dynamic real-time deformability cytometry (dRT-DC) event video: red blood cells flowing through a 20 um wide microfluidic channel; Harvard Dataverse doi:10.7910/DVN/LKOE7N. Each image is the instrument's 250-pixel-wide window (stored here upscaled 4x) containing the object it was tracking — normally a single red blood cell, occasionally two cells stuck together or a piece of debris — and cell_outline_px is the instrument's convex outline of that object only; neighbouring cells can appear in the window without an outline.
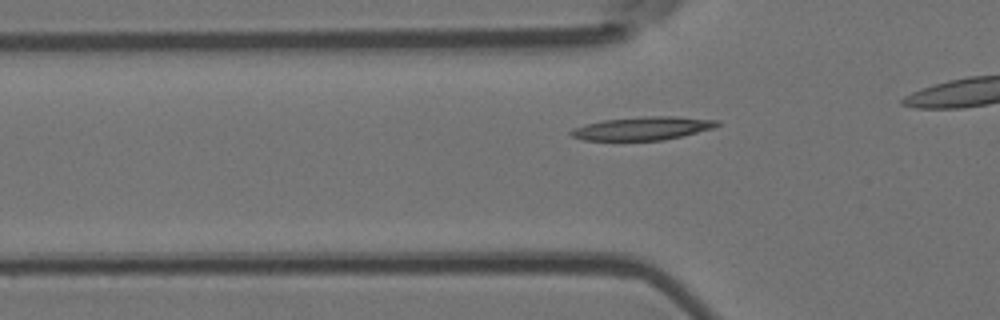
{"species": "Egyptian fruit bat (a non-hibernating species)", "species_latin": "Rousettus aegyptiacus", "temperature_condition": "room temperature", "stored_images_in_passage": 34, "camera_frame_rate_fps": 3000, "um_per_image_px": 0.085, "animal": {"sex": "female"}, "frame": {"image": 1, "passage_image": 8, "time_ms": 2.333, "image_size_px": [1000, 320], "cell_outline_px": [[720, 124], [712, 128], [664, 140], [584, 140], [572, 136], [568, 132], [572, 128], [604, 120], [644, 116], [676, 116], [720, 120]], "centroid_in_image_um": [54.62, 10.9], "position_along_channel_um": 71.2, "area_um2": 19.65}}
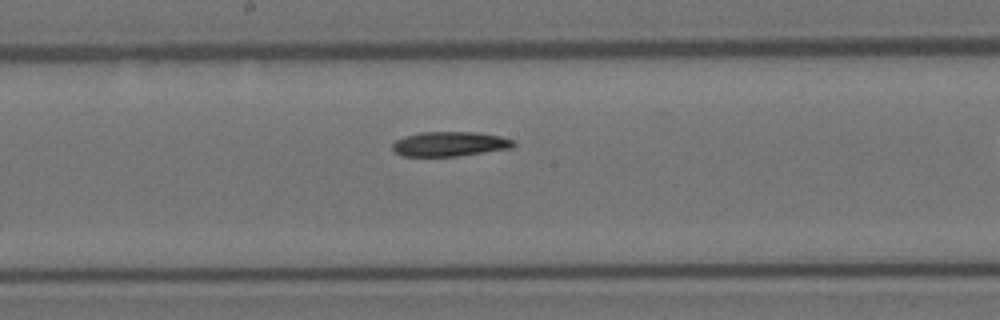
{"frame": {"image": 2, "passage_image": 19, "time_ms": 6.0, "image_size_px": [1000, 320], "cell_outline_px": [[516, 144], [512, 148], [456, 156], [404, 156], [396, 152], [392, 148], [392, 144], [396, 140], [404, 136], [420, 132], [476, 132], [500, 136], [512, 140]], "centroid_in_image_um": [38.22, 12.23], "position_along_channel_um": 210.0, "area_um2": 17.28}}
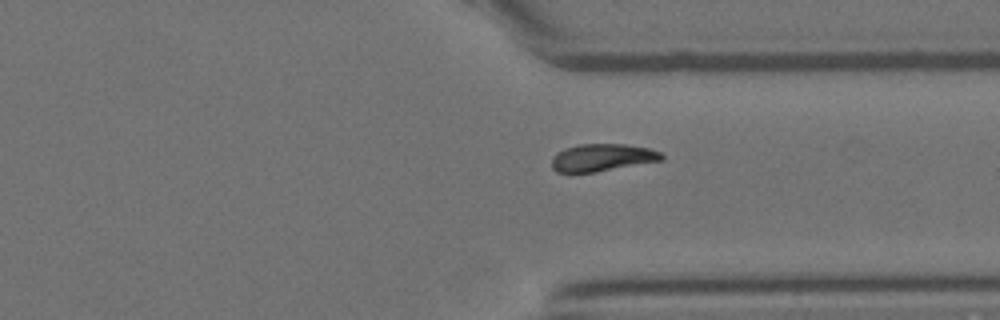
{"frame": {"image": 3, "passage_image": 31, "time_ms": 10.0, "image_size_px": [1000, 320], "cell_outline_px": [[664, 160], [596, 172], [556, 172], [552, 168], [552, 156], [556, 152], [564, 148], [580, 144], [624, 144], [648, 148], [660, 152], [664, 156]], "centroid_in_image_um": [51.18, 13.39], "position_along_channel_um": 360.2, "area_um2": 17.63}}